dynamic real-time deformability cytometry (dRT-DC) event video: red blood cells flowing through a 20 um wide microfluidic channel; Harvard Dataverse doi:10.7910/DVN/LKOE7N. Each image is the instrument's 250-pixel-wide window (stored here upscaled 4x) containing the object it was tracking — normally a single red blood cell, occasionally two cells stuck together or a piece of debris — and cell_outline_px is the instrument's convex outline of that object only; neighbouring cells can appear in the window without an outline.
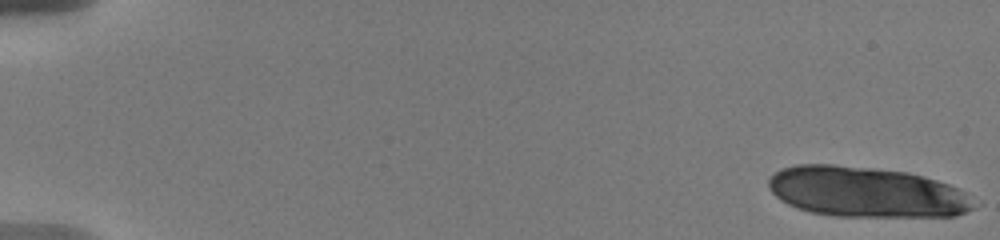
{"species": "human", "species_latin": "Homo sapiens", "temperature_condition": "warm", "stored_images_in_passage": 11, "camera_frame_rate_fps": 3000, "um_per_image_px": 0.085, "donor": {"sex": "male"}, "frame": {"image": 1, "passage_image": 1, "time_ms": 0.0, "image_size_px": [1000, 240], "cell_outline_px": [[980, 204], [976, 208], [956, 216], [832, 216], [812, 212], [796, 208], [780, 200], [768, 188], [768, 176], [780, 168], [796, 164], [832, 164], [908, 172], [924, 176], [960, 188]], "centroid_in_image_um": [73.65, 16.32], "position_along_channel_um": 11.4, "area_um2": 60.92}}
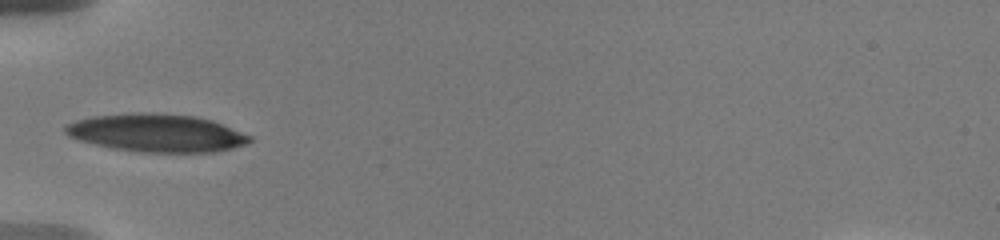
{"frame": {"image": 2, "passage_image": 11, "time_ms": 6.667, "image_size_px": [1000, 240], "cell_outline_px": [[252, 140], [248, 144], [216, 152], [140, 152], [112, 148], [80, 140], [68, 136], [64, 132], [64, 128], [68, 124], [76, 120], [92, 116], [152, 112], [192, 116], [212, 120], [252, 136]], "centroid_in_image_um": [13.34, 11.31], "position_along_channel_um": 71.7, "area_um2": 40.52}}